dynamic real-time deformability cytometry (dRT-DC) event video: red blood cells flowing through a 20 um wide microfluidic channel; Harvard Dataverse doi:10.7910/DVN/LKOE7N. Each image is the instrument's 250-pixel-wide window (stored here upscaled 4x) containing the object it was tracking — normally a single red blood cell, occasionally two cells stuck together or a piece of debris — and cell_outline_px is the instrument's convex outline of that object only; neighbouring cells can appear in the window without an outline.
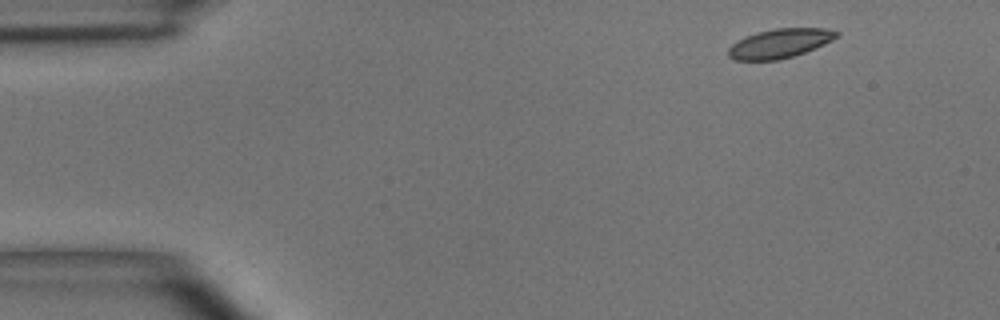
{"species": "common noctule bat (a hibernating species)", "species_latin": "Nyctalus noctula", "temperature_condition": "room temperature", "stored_images_in_passage": 4, "camera_frame_rate_fps": 3000, "um_per_image_px": 0.085, "animal": {"sex": "male", "body_mass_g": 15.6}, "frame": {"image": 1, "passage_image": 1, "time_ms": 0.0, "image_size_px": [1000, 320], "cell_outline_px": [[840, 36], [824, 44], [804, 52], [792, 56], [776, 60], [732, 60], [728, 56], [728, 48], [732, 44], [756, 32], [776, 28], [824, 28], [840, 32]], "centroid_in_image_um": [66.29, 3.68], "position_along_channel_um": 18.7, "area_um2": 18.26}}
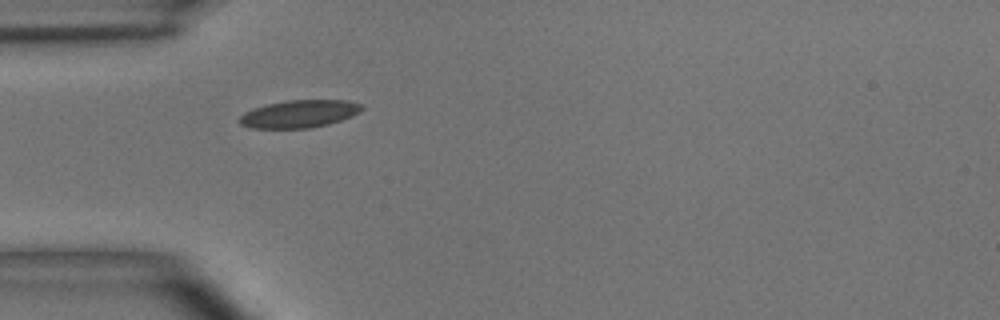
{"frame": {"image": 2, "passage_image": 4, "time_ms": 3.333, "image_size_px": [1000, 320], "cell_outline_px": [[364, 108], [360, 112], [352, 116], [328, 124], [308, 128], [252, 128], [240, 124], [236, 120], [244, 112], [252, 108], [268, 104], [288, 100], [344, 100], [364, 104]], "centroid_in_image_um": [25.43, 9.67], "position_along_channel_um": 59.6, "area_um2": 19.77}}